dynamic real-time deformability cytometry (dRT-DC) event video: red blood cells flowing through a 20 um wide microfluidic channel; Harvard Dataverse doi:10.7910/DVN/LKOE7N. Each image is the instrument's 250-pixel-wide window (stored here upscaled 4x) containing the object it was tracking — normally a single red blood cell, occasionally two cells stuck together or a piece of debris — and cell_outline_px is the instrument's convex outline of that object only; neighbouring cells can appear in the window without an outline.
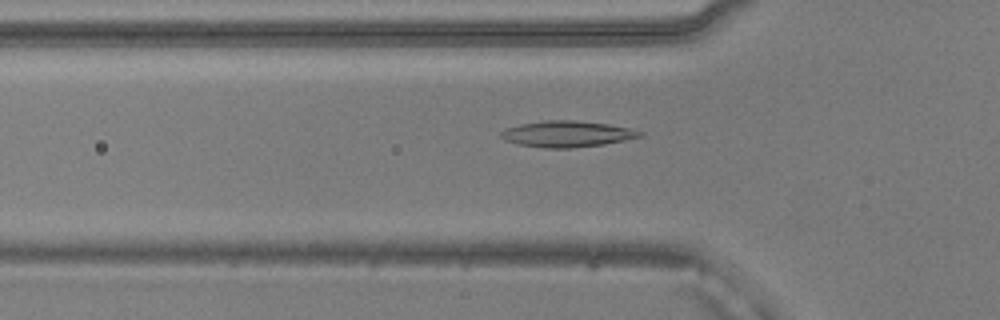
{"species": "common noctule bat (a hibernating species)", "species_latin": "Nyctalus noctula", "temperature_condition": "warm", "stored_images_in_passage": 43, "camera_frame_rate_fps": 3000, "um_per_image_px": 0.085, "animal": {"sex": "male", "body_mass_g": 20.5, "forearm_length_mm": 52.5}, "frame": {"image": 1, "passage_image": 8, "time_ms": 2.333, "image_size_px": [1000, 320], "cell_outline_px": [[644, 136], [604, 144], [572, 148], [544, 148], [516, 144], [504, 140], [500, 136], [500, 132], [504, 128], [520, 124], [544, 120], [576, 120], [608, 124], [628, 128], [644, 132]], "centroid_in_image_um": [48.16, 11.38], "position_along_channel_um": 77.6, "area_um2": 21.33}}
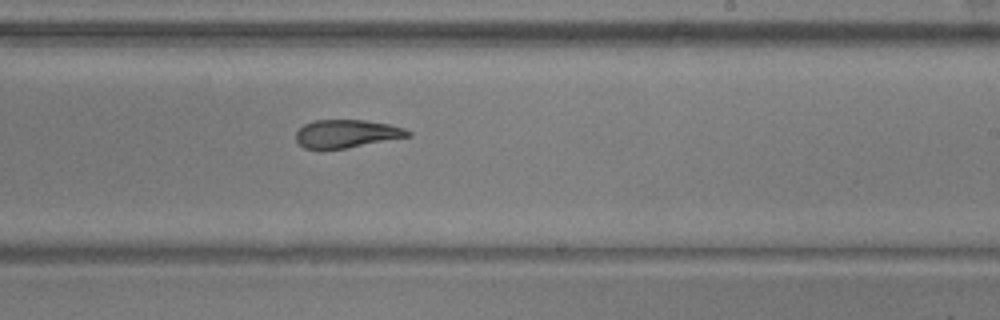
{"frame": {"image": 2, "passage_image": 22, "time_ms": 7.0, "image_size_px": [1000, 320], "cell_outline_px": [[412, 136], [344, 148], [320, 152], [304, 148], [296, 140], [296, 132], [304, 124], [316, 120], [364, 120], [388, 124], [404, 128], [412, 132]], "centroid_in_image_um": [29.42, 11.39], "position_along_channel_um": 259.6, "area_um2": 18.61}}
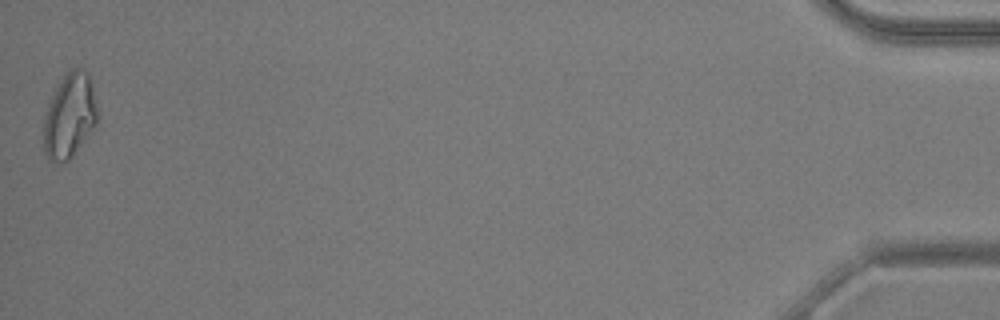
{"frame": {"image": 3, "passage_image": 43, "time_ms": 14.0, "image_size_px": [1000, 320], "cell_outline_px": [[96, 124], [68, 160], [64, 164], [48, 160], [44, 152], [44, 116], [56, 84], [72, 68], [84, 68], [88, 72], [96, 104]], "centroid_in_image_um": [5.88, 9.83], "position_along_channel_um": 429.3, "area_um2": 26.18}, "authors_computed_cell_mechanics": {"area_um2": 20.519, "velocity_mm_per_s": 3.8751, "shape_relaxation_time_tau1_ms": null, "shape_relaxation_time_tau2_ms": 3.3605, "deformation_change_tau1": null, "deformation_change_tau2": 0.1117}}